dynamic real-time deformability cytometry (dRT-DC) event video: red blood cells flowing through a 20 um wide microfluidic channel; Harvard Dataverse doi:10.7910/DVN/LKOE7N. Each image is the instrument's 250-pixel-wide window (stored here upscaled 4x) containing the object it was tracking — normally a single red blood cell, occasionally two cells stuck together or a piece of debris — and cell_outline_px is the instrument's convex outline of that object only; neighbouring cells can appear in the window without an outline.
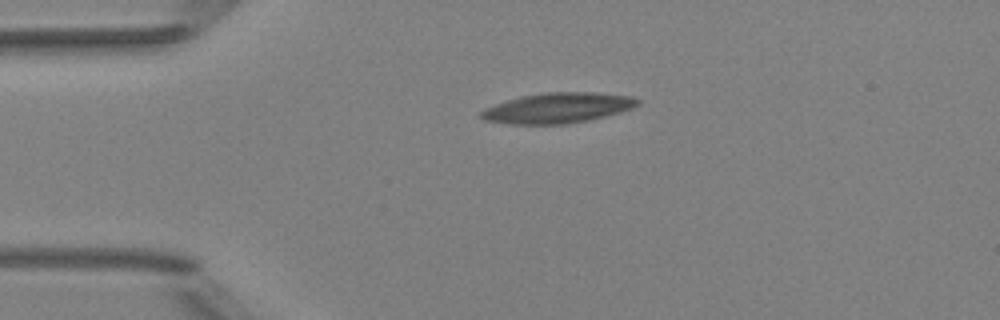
{"species": "Egyptian fruit bat (a non-hibernating species)", "species_latin": "Rousettus aegyptiacus", "temperature_condition": "room temperature", "stored_images_in_passage": 1, "camera_frame_rate_fps": 3000, "um_per_image_px": 0.085, "animal": {"sex": "female"}, "frame": {"image": 1, "passage_image": 1, "time_ms": 0.0, "image_size_px": [1000, 320], "cell_outline_px": [[640, 104], [632, 108], [620, 112], [588, 120], [564, 124], [508, 124], [484, 120], [480, 116], [480, 112], [484, 108], [520, 96], [544, 92], [596, 92], [632, 96], [640, 100]], "centroid_in_image_um": [47.41, 9.17], "position_along_channel_um": 37.6, "area_um2": 27.69}}